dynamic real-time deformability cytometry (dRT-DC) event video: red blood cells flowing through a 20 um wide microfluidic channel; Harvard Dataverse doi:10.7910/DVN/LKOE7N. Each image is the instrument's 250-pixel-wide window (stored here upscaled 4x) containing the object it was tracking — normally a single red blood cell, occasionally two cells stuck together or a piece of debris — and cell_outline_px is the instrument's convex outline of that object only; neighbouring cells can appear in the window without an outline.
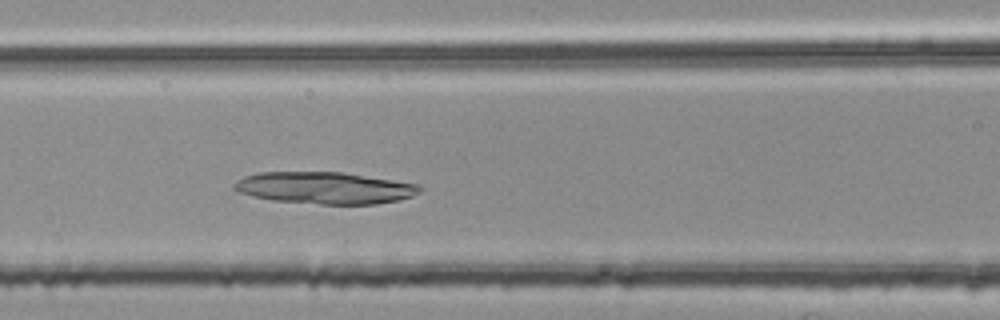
{"species": "common noctule bat (a hibernating species)", "species_latin": "Nyctalus noctula", "temperature_condition": "room temperature", "stored_images_in_passage": 44, "camera_frame_rate_fps": 3000, "um_per_image_px": 0.085, "animal": {"sex": "female", "body_mass_g": 25.1}, "frame": {"image": 1, "passage_image": 17, "time_ms": 5.333, "image_size_px": [1000, 320], "cell_outline_px": [[424, 188], [420, 192], [412, 196], [396, 200], [376, 204], [320, 204], [272, 200], [252, 196], [240, 192], [232, 188], [232, 184], [236, 180], [244, 176], [260, 172], [340, 172], [420, 184]], "centroid_in_image_um": [27.59, 15.97], "position_along_channel_um": 139.0, "area_um2": 34.45}}
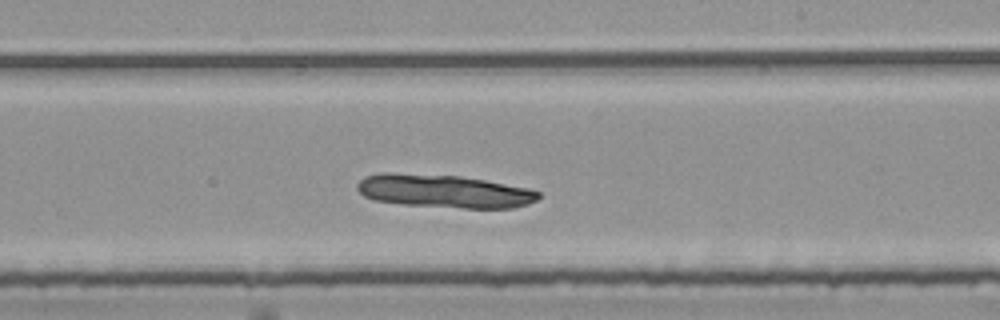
{"frame": {"image": 2, "passage_image": 26, "time_ms": 8.333, "image_size_px": [1000, 320], "cell_outline_px": [[540, 196], [536, 200], [528, 204], [512, 208], [464, 208], [400, 204], [372, 200], [364, 196], [356, 188], [356, 184], [364, 176], [384, 172], [392, 172], [460, 176], [484, 180], [528, 188], [540, 192]], "centroid_in_image_um": [37.69, 16.24], "position_along_channel_um": 251.3, "area_um2": 35.2}}
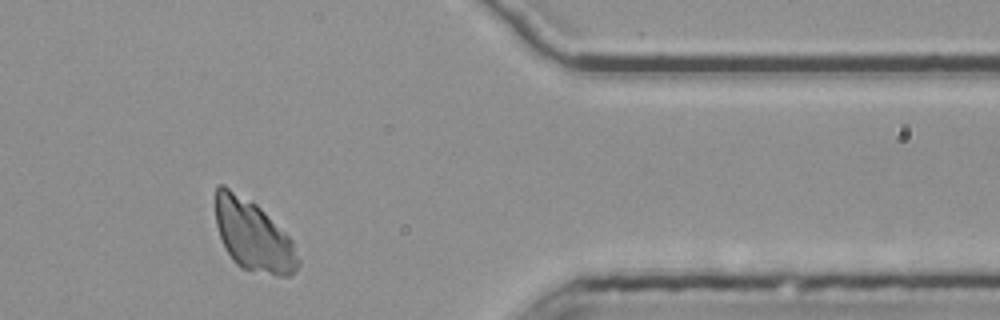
{"frame": {"image": 3, "passage_image": 39, "time_ms": 12.667, "image_size_px": [1000, 320], "cell_outline_px": [[300, 264], [288, 276], [276, 276], [240, 268], [232, 260], [224, 248], [216, 224], [216, 184], [224, 184], [256, 204], [292, 240], [300, 260]], "centroid_in_image_um": [21.5, 20.04], "position_along_channel_um": 389.9, "area_um2": 33.99}}